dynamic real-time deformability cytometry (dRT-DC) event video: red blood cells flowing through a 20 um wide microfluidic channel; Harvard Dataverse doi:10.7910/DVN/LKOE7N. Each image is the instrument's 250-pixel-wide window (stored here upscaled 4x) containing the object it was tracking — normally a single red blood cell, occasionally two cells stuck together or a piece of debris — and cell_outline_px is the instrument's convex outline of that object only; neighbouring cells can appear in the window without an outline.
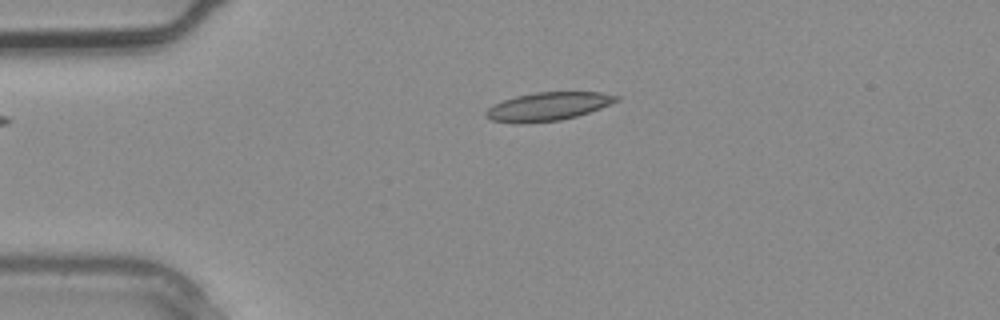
{"species": "common noctule bat (a hibernating species)", "species_latin": "Nyctalus noctula", "temperature_condition": "warm", "stored_images_in_passage": 2, "camera_frame_rate_fps": 3000, "um_per_image_px": 0.085, "animal": {"sex": "male", "body_mass_g": 20.4}, "frame": {"image": 1, "passage_image": 2, "time_ms": 0.333, "image_size_px": [1000, 320], "cell_outline_px": [[620, 100], [600, 108], [576, 116], [560, 120], [524, 124], [516, 124], [492, 120], [484, 116], [484, 112], [488, 108], [504, 100], [516, 96], [536, 92], [600, 92], [620, 96]], "centroid_in_image_um": [46.56, 9.06], "position_along_channel_um": 38.4, "area_um2": 21.56}}